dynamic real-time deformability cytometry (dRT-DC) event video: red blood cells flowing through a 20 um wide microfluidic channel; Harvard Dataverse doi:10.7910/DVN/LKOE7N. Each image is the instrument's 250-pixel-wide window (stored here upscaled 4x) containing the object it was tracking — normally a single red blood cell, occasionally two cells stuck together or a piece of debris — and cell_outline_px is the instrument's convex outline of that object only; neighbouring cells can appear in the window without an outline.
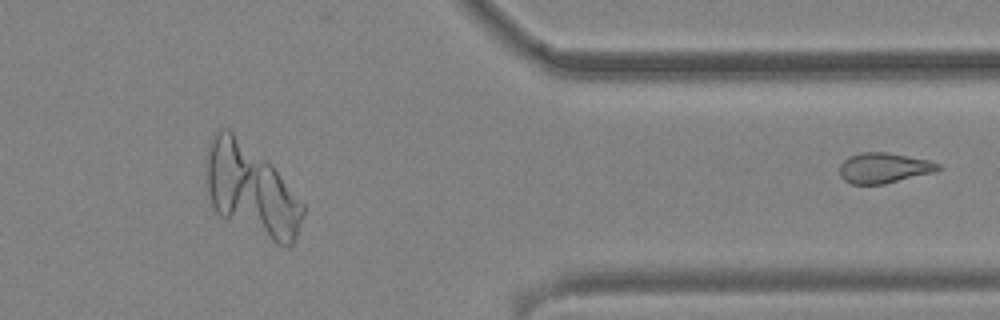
{"species": "common noctule bat (a hibernating species)", "species_latin": "Nyctalus noctula", "temperature_condition": "cold", "stored_images_in_passage": 41, "camera_frame_rate_fps": 3000, "um_per_image_px": 0.085, "animal": {"sex": "male", "body_mass_g": 19.2, "forearm_length_mm": 51.8}, "frame": {"image": 1, "passage_image": 41, "time_ms": 13.333, "image_size_px": [1000, 320], "cell_outline_px": [[944, 168], [936, 172], [884, 184], [852, 184], [844, 180], [840, 176], [840, 164], [848, 156], [860, 152], [884, 152], [908, 156], [928, 160], [940, 164]], "centroid_in_image_um": [75.15, 14.28], "position_along_channel_um": 336.3, "area_um2": 17.57}}